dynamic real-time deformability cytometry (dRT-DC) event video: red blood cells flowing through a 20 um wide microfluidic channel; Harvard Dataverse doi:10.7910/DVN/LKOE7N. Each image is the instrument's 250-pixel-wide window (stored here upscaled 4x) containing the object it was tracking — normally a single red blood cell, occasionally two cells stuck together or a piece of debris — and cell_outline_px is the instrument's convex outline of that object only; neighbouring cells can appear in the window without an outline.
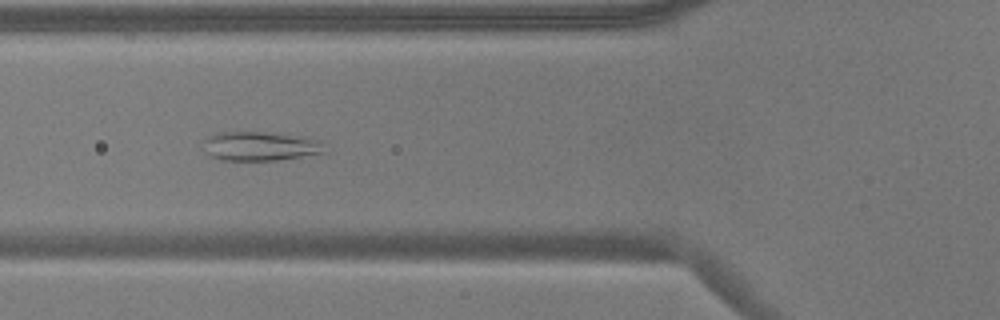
{"species": "common noctule bat (a hibernating species)", "species_latin": "Nyctalus noctula", "temperature_condition": "warm", "stored_images_in_passage": 55, "camera_frame_rate_fps": 3000, "um_per_image_px": 0.085, "animal": {"sex": "male", "body_mass_g": 17.9}, "frame": {"image": 1, "passage_image": 20, "time_ms": 6.333, "image_size_px": [1000, 320], "cell_outline_px": [[324, 152], [276, 160], [224, 160], [212, 156], [204, 152], [204, 140], [208, 136], [216, 132], [264, 132], [324, 140]], "centroid_in_image_um": [22.08, 12.42], "position_along_channel_um": 103.7, "area_um2": 20.35}}
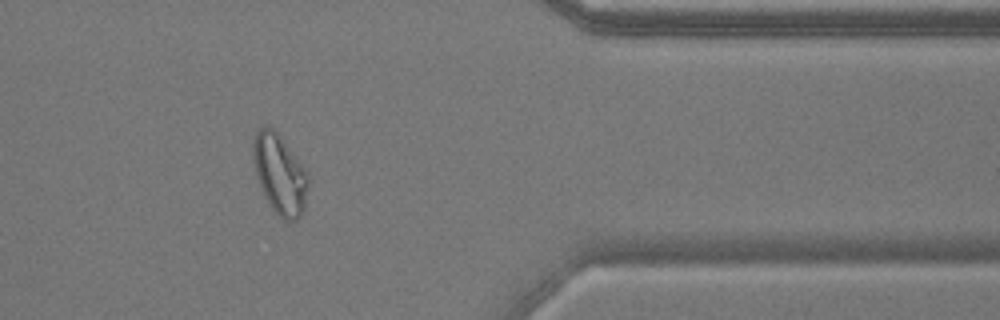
{"frame": {"image": 2, "passage_image": 45, "time_ms": 14.667, "image_size_px": [1000, 320], "cell_outline_px": [[308, 188], [304, 208], [300, 216], [296, 220], [284, 220], [272, 208], [256, 176], [252, 160], [252, 140], [256, 128], [260, 124], [268, 124], [280, 136], [308, 172]], "centroid_in_image_um": [23.75, 14.72], "position_along_channel_um": 387.7, "area_um2": 25.72}}
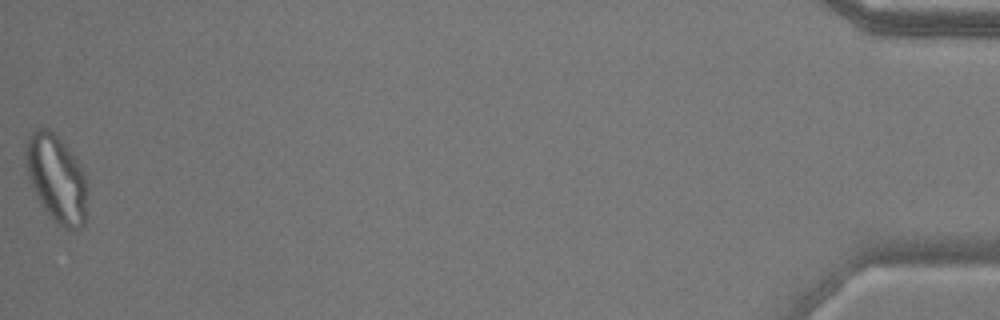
{"frame": {"image": 3, "passage_image": 55, "time_ms": 18.0, "image_size_px": [1000, 320], "cell_outline_px": [[84, 224], [80, 228], [64, 228], [56, 224], [52, 220], [44, 208], [28, 176], [24, 164], [24, 152], [28, 136], [36, 128], [48, 128], [64, 144], [76, 160], [84, 172]], "centroid_in_image_um": [4.74, 15.14], "position_along_channel_um": 430.5, "area_um2": 30.46}}